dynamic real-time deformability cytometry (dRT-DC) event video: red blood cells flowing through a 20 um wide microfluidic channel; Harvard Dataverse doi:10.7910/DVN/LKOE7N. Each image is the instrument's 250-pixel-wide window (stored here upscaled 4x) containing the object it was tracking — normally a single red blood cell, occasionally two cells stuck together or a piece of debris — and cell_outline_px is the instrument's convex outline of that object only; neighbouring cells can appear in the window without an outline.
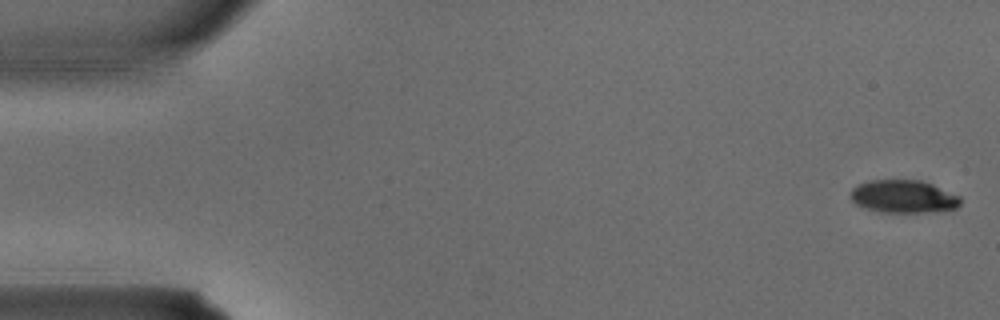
{"species": "common noctule bat (a hibernating species)", "species_latin": "Nyctalus noctula", "temperature_condition": "warm", "stored_images_in_passage": 4, "camera_frame_rate_fps": 3000, "um_per_image_px": 0.085, "animal": {"sex": "male", "body_mass_g": 15.6}, "frame": {"image": 1, "passage_image": 1, "time_ms": 0.0, "image_size_px": [1000, 320], "cell_outline_px": [[960, 204], [956, 208], [924, 212], [876, 212], [864, 208], [856, 204], [848, 196], [852, 188], [856, 184], [868, 180], [920, 180], [932, 184], [960, 196]], "centroid_in_image_um": [76.72, 16.7], "position_along_channel_um": 8.3, "area_um2": 21.15}}